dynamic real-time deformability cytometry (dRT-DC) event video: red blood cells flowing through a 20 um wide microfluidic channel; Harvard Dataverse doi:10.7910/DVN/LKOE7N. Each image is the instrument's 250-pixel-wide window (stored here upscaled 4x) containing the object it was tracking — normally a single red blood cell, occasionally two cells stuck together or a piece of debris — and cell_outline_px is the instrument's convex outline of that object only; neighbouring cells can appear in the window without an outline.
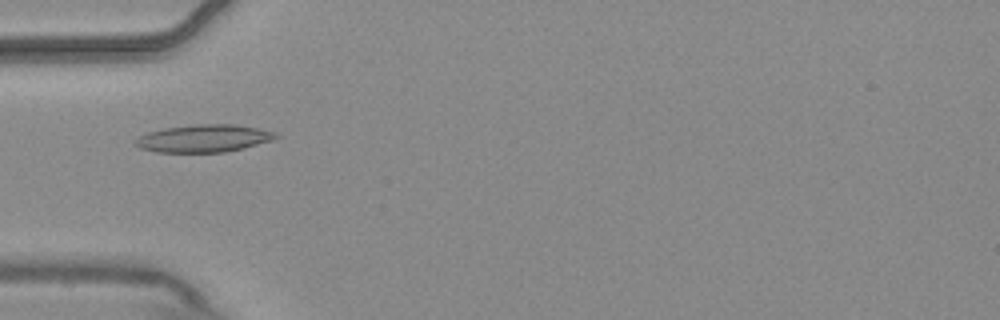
{"species": "common noctule bat (a hibernating species)", "species_latin": "Nyctalus noctula", "temperature_condition": "warm", "stored_images_in_passage": 7, "camera_frame_rate_fps": 3000, "um_per_image_px": 0.085, "animal": {"sex": "male", "body_mass_g": 20.4}, "frame": {"image": 1, "passage_image": 5, "time_ms": 1.333, "image_size_px": [1000, 320], "cell_outline_px": [[280, 136], [272, 140], [244, 148], [224, 152], [156, 152], [140, 148], [132, 144], [140, 136], [148, 132], [164, 128], [192, 124], [232, 124], [256, 128], [276, 132]], "centroid_in_image_um": [17.31, 11.76], "position_along_channel_um": 67.7, "area_um2": 22.54}}
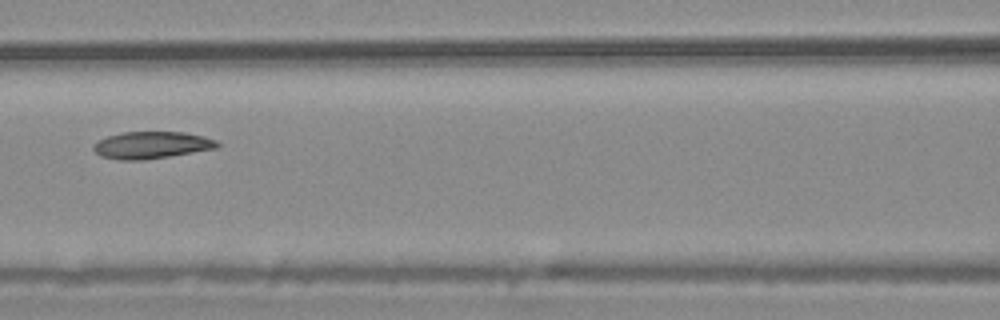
{"frame": {"image": 2, "passage_image": 7, "time_ms": 2.0, "image_size_px": [1000, 320], "cell_outline_px": [[220, 144], [216, 148], [144, 160], [120, 160], [100, 156], [92, 148], [92, 144], [108, 136], [124, 132], [184, 132], [204, 136], [216, 140]], "centroid_in_image_um": [12.86, 12.33], "position_along_channel_um": 153.7, "area_um2": 19.36}}